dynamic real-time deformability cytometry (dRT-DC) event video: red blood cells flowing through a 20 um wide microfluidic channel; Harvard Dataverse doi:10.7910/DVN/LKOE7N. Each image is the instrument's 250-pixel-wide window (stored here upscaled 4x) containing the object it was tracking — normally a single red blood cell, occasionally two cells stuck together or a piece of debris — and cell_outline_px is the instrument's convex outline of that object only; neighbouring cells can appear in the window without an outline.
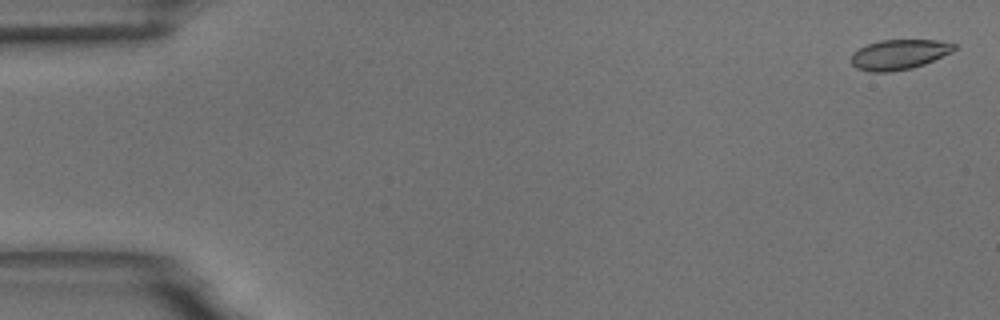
{"species": "common noctule bat (a hibernating species)", "species_latin": "Nyctalus noctula", "temperature_condition": "room temperature", "stored_images_in_passage": 56, "camera_frame_rate_fps": 3000, "um_per_image_px": 0.085, "animal": {"sex": "male", "body_mass_g": 18.8}, "frame": {"image": 1, "passage_image": 2, "time_ms": 0.333, "image_size_px": [1000, 320], "cell_outline_px": [[956, 48], [952, 52], [924, 64], [912, 68], [888, 72], [872, 72], [856, 68], [852, 64], [852, 52], [868, 44], [880, 40], [936, 40], [956, 44]], "centroid_in_image_um": [76.42, 4.63], "position_along_channel_um": 8.6, "area_um2": 17.92}}
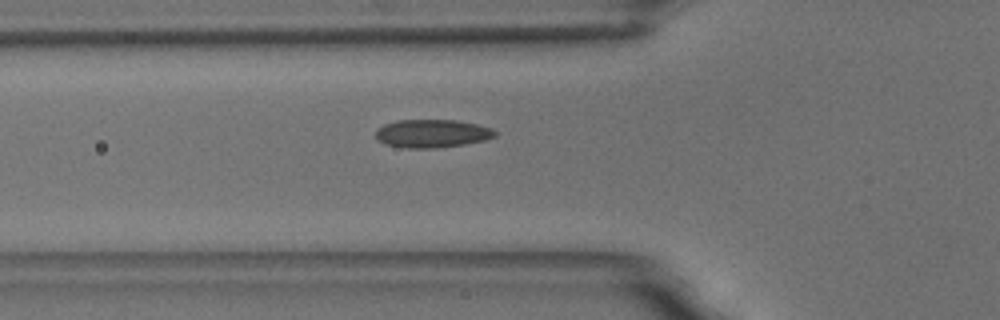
{"frame": {"image": 2, "passage_image": 20, "time_ms": 6.333, "image_size_px": [1000, 320], "cell_outline_px": [[496, 136], [484, 140], [464, 144], [436, 148], [408, 148], [384, 144], [376, 136], [376, 128], [384, 124], [396, 120], [456, 120], [476, 124], [492, 128], [496, 132]], "centroid_in_image_um": [36.71, 11.34], "position_along_channel_um": 89.1, "area_um2": 19.54}}
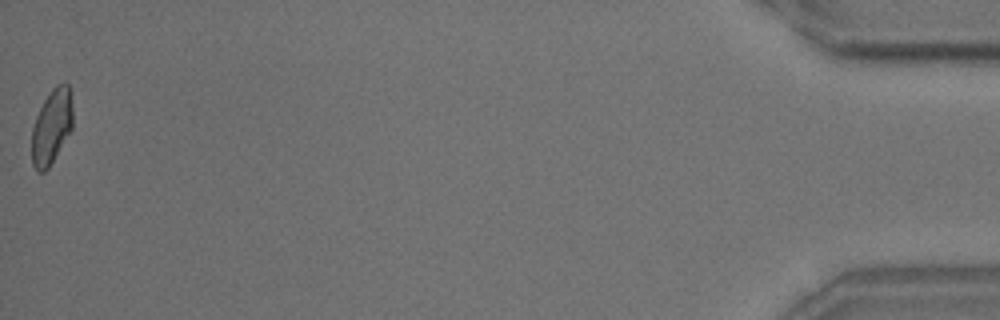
{"frame": {"image": 3, "passage_image": 56, "time_ms": 18.333, "image_size_px": [1000, 320], "cell_outline_px": [[72, 128], [48, 168], [44, 172], [36, 172], [32, 164], [32, 128], [36, 116], [44, 100], [52, 88], [56, 84], [64, 80], [68, 84], [72, 108]], "centroid_in_image_um": [4.37, 10.74], "position_along_channel_um": 430.8, "area_um2": 17.8}, "authors_computed_cell_mechanics": {"area_um2": 18.6694, "velocity_mm_per_s": 3.6424, "shape_relaxation_time_tau1_ms": 4.0007, "shape_relaxation_time_tau2_ms": 1.5747, "deformation_change_tau1": 0.1403, "deformation_change_tau2": 0.069}}